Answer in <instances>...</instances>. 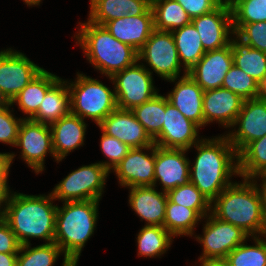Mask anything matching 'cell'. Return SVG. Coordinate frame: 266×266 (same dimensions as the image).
I'll use <instances>...</instances> for the list:
<instances>
[{
    "mask_svg": "<svg viewBox=\"0 0 266 266\" xmlns=\"http://www.w3.org/2000/svg\"><path fill=\"white\" fill-rule=\"evenodd\" d=\"M128 203L132 210L145 220V225L163 226L166 214L167 193L154 186L129 187Z\"/></svg>",
    "mask_w": 266,
    "mask_h": 266,
    "instance_id": "23",
    "label": "cell"
},
{
    "mask_svg": "<svg viewBox=\"0 0 266 266\" xmlns=\"http://www.w3.org/2000/svg\"><path fill=\"white\" fill-rule=\"evenodd\" d=\"M10 103L0 108V142L15 147L21 122L24 118L14 117Z\"/></svg>",
    "mask_w": 266,
    "mask_h": 266,
    "instance_id": "42",
    "label": "cell"
},
{
    "mask_svg": "<svg viewBox=\"0 0 266 266\" xmlns=\"http://www.w3.org/2000/svg\"><path fill=\"white\" fill-rule=\"evenodd\" d=\"M109 173L99 162L82 165L56 184L51 195L61 202L100 201Z\"/></svg>",
    "mask_w": 266,
    "mask_h": 266,
    "instance_id": "7",
    "label": "cell"
},
{
    "mask_svg": "<svg viewBox=\"0 0 266 266\" xmlns=\"http://www.w3.org/2000/svg\"><path fill=\"white\" fill-rule=\"evenodd\" d=\"M71 113L69 86L60 78L45 94L38 112L31 120L51 125Z\"/></svg>",
    "mask_w": 266,
    "mask_h": 266,
    "instance_id": "26",
    "label": "cell"
},
{
    "mask_svg": "<svg viewBox=\"0 0 266 266\" xmlns=\"http://www.w3.org/2000/svg\"><path fill=\"white\" fill-rule=\"evenodd\" d=\"M15 147L21 150L23 161L38 175L42 174L45 167L47 153L56 159L52 146V133L48 124L23 119L19 128Z\"/></svg>",
    "mask_w": 266,
    "mask_h": 266,
    "instance_id": "11",
    "label": "cell"
},
{
    "mask_svg": "<svg viewBox=\"0 0 266 266\" xmlns=\"http://www.w3.org/2000/svg\"><path fill=\"white\" fill-rule=\"evenodd\" d=\"M185 149H167L155 145L154 187L168 192L190 182V160Z\"/></svg>",
    "mask_w": 266,
    "mask_h": 266,
    "instance_id": "17",
    "label": "cell"
},
{
    "mask_svg": "<svg viewBox=\"0 0 266 266\" xmlns=\"http://www.w3.org/2000/svg\"><path fill=\"white\" fill-rule=\"evenodd\" d=\"M100 139L101 152L108 158L106 161H99L110 173L111 170L128 154L132 149L119 139L105 134L102 130Z\"/></svg>",
    "mask_w": 266,
    "mask_h": 266,
    "instance_id": "41",
    "label": "cell"
},
{
    "mask_svg": "<svg viewBox=\"0 0 266 266\" xmlns=\"http://www.w3.org/2000/svg\"><path fill=\"white\" fill-rule=\"evenodd\" d=\"M103 26L117 40L139 51L155 30L153 10L150 8L142 15L113 19Z\"/></svg>",
    "mask_w": 266,
    "mask_h": 266,
    "instance_id": "22",
    "label": "cell"
},
{
    "mask_svg": "<svg viewBox=\"0 0 266 266\" xmlns=\"http://www.w3.org/2000/svg\"><path fill=\"white\" fill-rule=\"evenodd\" d=\"M230 7L233 24L266 21V0H236Z\"/></svg>",
    "mask_w": 266,
    "mask_h": 266,
    "instance_id": "39",
    "label": "cell"
},
{
    "mask_svg": "<svg viewBox=\"0 0 266 266\" xmlns=\"http://www.w3.org/2000/svg\"><path fill=\"white\" fill-rule=\"evenodd\" d=\"M74 35L92 66L102 75L112 77L115 73L138 61V51L113 37L102 25L87 22L78 23Z\"/></svg>",
    "mask_w": 266,
    "mask_h": 266,
    "instance_id": "4",
    "label": "cell"
},
{
    "mask_svg": "<svg viewBox=\"0 0 266 266\" xmlns=\"http://www.w3.org/2000/svg\"><path fill=\"white\" fill-rule=\"evenodd\" d=\"M99 202H63L62 207L57 206L54 242L75 266L86 242L94 234Z\"/></svg>",
    "mask_w": 266,
    "mask_h": 266,
    "instance_id": "5",
    "label": "cell"
},
{
    "mask_svg": "<svg viewBox=\"0 0 266 266\" xmlns=\"http://www.w3.org/2000/svg\"><path fill=\"white\" fill-rule=\"evenodd\" d=\"M182 67L188 72L205 54L199 33L193 23L171 32Z\"/></svg>",
    "mask_w": 266,
    "mask_h": 266,
    "instance_id": "29",
    "label": "cell"
},
{
    "mask_svg": "<svg viewBox=\"0 0 266 266\" xmlns=\"http://www.w3.org/2000/svg\"><path fill=\"white\" fill-rule=\"evenodd\" d=\"M98 127L130 148H143L155 144L131 110L116 108Z\"/></svg>",
    "mask_w": 266,
    "mask_h": 266,
    "instance_id": "19",
    "label": "cell"
},
{
    "mask_svg": "<svg viewBox=\"0 0 266 266\" xmlns=\"http://www.w3.org/2000/svg\"><path fill=\"white\" fill-rule=\"evenodd\" d=\"M260 178H261V183L258 184L257 180L260 181L259 180ZM250 180L254 183L259 192L262 209L266 216V173L255 175L254 177L250 178Z\"/></svg>",
    "mask_w": 266,
    "mask_h": 266,
    "instance_id": "46",
    "label": "cell"
},
{
    "mask_svg": "<svg viewBox=\"0 0 266 266\" xmlns=\"http://www.w3.org/2000/svg\"><path fill=\"white\" fill-rule=\"evenodd\" d=\"M222 87L234 92L244 100L257 98L263 95L262 87L246 72L234 64L226 73Z\"/></svg>",
    "mask_w": 266,
    "mask_h": 266,
    "instance_id": "38",
    "label": "cell"
},
{
    "mask_svg": "<svg viewBox=\"0 0 266 266\" xmlns=\"http://www.w3.org/2000/svg\"><path fill=\"white\" fill-rule=\"evenodd\" d=\"M60 255H63L61 266H75L55 243H43L31 247V243L21 245L17 254V266H54Z\"/></svg>",
    "mask_w": 266,
    "mask_h": 266,
    "instance_id": "30",
    "label": "cell"
},
{
    "mask_svg": "<svg viewBox=\"0 0 266 266\" xmlns=\"http://www.w3.org/2000/svg\"><path fill=\"white\" fill-rule=\"evenodd\" d=\"M170 202L194 209L202 218L211 213V202L191 182L167 192Z\"/></svg>",
    "mask_w": 266,
    "mask_h": 266,
    "instance_id": "37",
    "label": "cell"
},
{
    "mask_svg": "<svg viewBox=\"0 0 266 266\" xmlns=\"http://www.w3.org/2000/svg\"><path fill=\"white\" fill-rule=\"evenodd\" d=\"M231 128L234 129L228 131L225 135L235 148L237 154L250 142L265 136L266 97L262 95L257 98L244 100L241 111Z\"/></svg>",
    "mask_w": 266,
    "mask_h": 266,
    "instance_id": "13",
    "label": "cell"
},
{
    "mask_svg": "<svg viewBox=\"0 0 266 266\" xmlns=\"http://www.w3.org/2000/svg\"><path fill=\"white\" fill-rule=\"evenodd\" d=\"M236 0H223V2H225L226 4H228L229 6H231Z\"/></svg>",
    "mask_w": 266,
    "mask_h": 266,
    "instance_id": "52",
    "label": "cell"
},
{
    "mask_svg": "<svg viewBox=\"0 0 266 266\" xmlns=\"http://www.w3.org/2000/svg\"><path fill=\"white\" fill-rule=\"evenodd\" d=\"M191 22L199 33L205 51L229 45L234 35L231 7L225 2L208 14L192 18Z\"/></svg>",
    "mask_w": 266,
    "mask_h": 266,
    "instance_id": "16",
    "label": "cell"
},
{
    "mask_svg": "<svg viewBox=\"0 0 266 266\" xmlns=\"http://www.w3.org/2000/svg\"><path fill=\"white\" fill-rule=\"evenodd\" d=\"M49 126L53 151L59 162L70 152L84 145L87 124L79 116L70 113Z\"/></svg>",
    "mask_w": 266,
    "mask_h": 266,
    "instance_id": "24",
    "label": "cell"
},
{
    "mask_svg": "<svg viewBox=\"0 0 266 266\" xmlns=\"http://www.w3.org/2000/svg\"><path fill=\"white\" fill-rule=\"evenodd\" d=\"M145 1L146 3H148L150 6H152L155 2V0H143Z\"/></svg>",
    "mask_w": 266,
    "mask_h": 266,
    "instance_id": "53",
    "label": "cell"
},
{
    "mask_svg": "<svg viewBox=\"0 0 266 266\" xmlns=\"http://www.w3.org/2000/svg\"><path fill=\"white\" fill-rule=\"evenodd\" d=\"M154 29L172 32L191 23L192 19L176 0H155L151 6Z\"/></svg>",
    "mask_w": 266,
    "mask_h": 266,
    "instance_id": "32",
    "label": "cell"
},
{
    "mask_svg": "<svg viewBox=\"0 0 266 266\" xmlns=\"http://www.w3.org/2000/svg\"><path fill=\"white\" fill-rule=\"evenodd\" d=\"M199 221H203V218L194 209L167 200L163 227L173 237H192Z\"/></svg>",
    "mask_w": 266,
    "mask_h": 266,
    "instance_id": "31",
    "label": "cell"
},
{
    "mask_svg": "<svg viewBox=\"0 0 266 266\" xmlns=\"http://www.w3.org/2000/svg\"><path fill=\"white\" fill-rule=\"evenodd\" d=\"M238 171L242 179L266 173V135L250 142L238 154Z\"/></svg>",
    "mask_w": 266,
    "mask_h": 266,
    "instance_id": "34",
    "label": "cell"
},
{
    "mask_svg": "<svg viewBox=\"0 0 266 266\" xmlns=\"http://www.w3.org/2000/svg\"><path fill=\"white\" fill-rule=\"evenodd\" d=\"M193 147L197 156L194 163L190 161V182L212 202L234 183L232 175H239L238 154L225 133L210 139L201 137Z\"/></svg>",
    "mask_w": 266,
    "mask_h": 266,
    "instance_id": "1",
    "label": "cell"
},
{
    "mask_svg": "<svg viewBox=\"0 0 266 266\" xmlns=\"http://www.w3.org/2000/svg\"><path fill=\"white\" fill-rule=\"evenodd\" d=\"M192 18L208 14L222 2L220 0H176Z\"/></svg>",
    "mask_w": 266,
    "mask_h": 266,
    "instance_id": "43",
    "label": "cell"
},
{
    "mask_svg": "<svg viewBox=\"0 0 266 266\" xmlns=\"http://www.w3.org/2000/svg\"><path fill=\"white\" fill-rule=\"evenodd\" d=\"M7 104H9V102L4 98V96L0 92V108L4 107Z\"/></svg>",
    "mask_w": 266,
    "mask_h": 266,
    "instance_id": "51",
    "label": "cell"
},
{
    "mask_svg": "<svg viewBox=\"0 0 266 266\" xmlns=\"http://www.w3.org/2000/svg\"><path fill=\"white\" fill-rule=\"evenodd\" d=\"M23 1H24V4H26L29 7L38 6L42 2V0H23Z\"/></svg>",
    "mask_w": 266,
    "mask_h": 266,
    "instance_id": "50",
    "label": "cell"
},
{
    "mask_svg": "<svg viewBox=\"0 0 266 266\" xmlns=\"http://www.w3.org/2000/svg\"><path fill=\"white\" fill-rule=\"evenodd\" d=\"M152 75L144 63L137 61L108 77L114 85L117 108L132 110L155 97L159 91Z\"/></svg>",
    "mask_w": 266,
    "mask_h": 266,
    "instance_id": "8",
    "label": "cell"
},
{
    "mask_svg": "<svg viewBox=\"0 0 266 266\" xmlns=\"http://www.w3.org/2000/svg\"><path fill=\"white\" fill-rule=\"evenodd\" d=\"M48 195L12 193L2 218L8 223L20 245L31 243L30 239L54 242L57 206Z\"/></svg>",
    "mask_w": 266,
    "mask_h": 266,
    "instance_id": "2",
    "label": "cell"
},
{
    "mask_svg": "<svg viewBox=\"0 0 266 266\" xmlns=\"http://www.w3.org/2000/svg\"><path fill=\"white\" fill-rule=\"evenodd\" d=\"M235 181L212 202L211 214L241 228L250 237L266 235V216L259 192L250 179Z\"/></svg>",
    "mask_w": 266,
    "mask_h": 266,
    "instance_id": "3",
    "label": "cell"
},
{
    "mask_svg": "<svg viewBox=\"0 0 266 266\" xmlns=\"http://www.w3.org/2000/svg\"><path fill=\"white\" fill-rule=\"evenodd\" d=\"M131 111L153 140L161 134L165 111L164 95L158 93L151 100L134 107Z\"/></svg>",
    "mask_w": 266,
    "mask_h": 266,
    "instance_id": "35",
    "label": "cell"
},
{
    "mask_svg": "<svg viewBox=\"0 0 266 266\" xmlns=\"http://www.w3.org/2000/svg\"><path fill=\"white\" fill-rule=\"evenodd\" d=\"M178 80V81H177ZM175 82V86L166 96L187 119L204 127L203 95L204 90L190 77L189 74L167 80Z\"/></svg>",
    "mask_w": 266,
    "mask_h": 266,
    "instance_id": "21",
    "label": "cell"
},
{
    "mask_svg": "<svg viewBox=\"0 0 266 266\" xmlns=\"http://www.w3.org/2000/svg\"><path fill=\"white\" fill-rule=\"evenodd\" d=\"M199 129L201 128L187 119L165 96L164 122L161 134L154 140L156 146L189 151L201 140Z\"/></svg>",
    "mask_w": 266,
    "mask_h": 266,
    "instance_id": "14",
    "label": "cell"
},
{
    "mask_svg": "<svg viewBox=\"0 0 266 266\" xmlns=\"http://www.w3.org/2000/svg\"><path fill=\"white\" fill-rule=\"evenodd\" d=\"M141 61L148 64L151 74L154 71L166 81L180 77L182 69L183 76L188 74L180 63L171 32L154 30L138 51V62Z\"/></svg>",
    "mask_w": 266,
    "mask_h": 266,
    "instance_id": "9",
    "label": "cell"
},
{
    "mask_svg": "<svg viewBox=\"0 0 266 266\" xmlns=\"http://www.w3.org/2000/svg\"><path fill=\"white\" fill-rule=\"evenodd\" d=\"M9 166L1 175H0V217H2L5 208L10 200L12 191L8 186V176L10 171Z\"/></svg>",
    "mask_w": 266,
    "mask_h": 266,
    "instance_id": "45",
    "label": "cell"
},
{
    "mask_svg": "<svg viewBox=\"0 0 266 266\" xmlns=\"http://www.w3.org/2000/svg\"><path fill=\"white\" fill-rule=\"evenodd\" d=\"M44 68L12 48L0 51V92L10 103Z\"/></svg>",
    "mask_w": 266,
    "mask_h": 266,
    "instance_id": "12",
    "label": "cell"
},
{
    "mask_svg": "<svg viewBox=\"0 0 266 266\" xmlns=\"http://www.w3.org/2000/svg\"><path fill=\"white\" fill-rule=\"evenodd\" d=\"M262 94H263V96L266 97V83H265V85L262 87Z\"/></svg>",
    "mask_w": 266,
    "mask_h": 266,
    "instance_id": "54",
    "label": "cell"
},
{
    "mask_svg": "<svg viewBox=\"0 0 266 266\" xmlns=\"http://www.w3.org/2000/svg\"><path fill=\"white\" fill-rule=\"evenodd\" d=\"M67 81L70 92L71 113L82 119L89 118L97 126L117 108L115 91L84 73Z\"/></svg>",
    "mask_w": 266,
    "mask_h": 266,
    "instance_id": "6",
    "label": "cell"
},
{
    "mask_svg": "<svg viewBox=\"0 0 266 266\" xmlns=\"http://www.w3.org/2000/svg\"><path fill=\"white\" fill-rule=\"evenodd\" d=\"M60 79L59 76L43 69L35 76L10 102L15 103L22 113L28 115L24 119H31L39 109L46 92Z\"/></svg>",
    "mask_w": 266,
    "mask_h": 266,
    "instance_id": "27",
    "label": "cell"
},
{
    "mask_svg": "<svg viewBox=\"0 0 266 266\" xmlns=\"http://www.w3.org/2000/svg\"><path fill=\"white\" fill-rule=\"evenodd\" d=\"M203 219L206 222L203 225V234L194 235L196 241L203 247L199 261L226 259L231 251L250 237L241 228L223 222L211 213Z\"/></svg>",
    "mask_w": 266,
    "mask_h": 266,
    "instance_id": "10",
    "label": "cell"
},
{
    "mask_svg": "<svg viewBox=\"0 0 266 266\" xmlns=\"http://www.w3.org/2000/svg\"><path fill=\"white\" fill-rule=\"evenodd\" d=\"M233 65L231 44L206 51L201 59L188 71L190 77L204 90L222 87L224 77Z\"/></svg>",
    "mask_w": 266,
    "mask_h": 266,
    "instance_id": "18",
    "label": "cell"
},
{
    "mask_svg": "<svg viewBox=\"0 0 266 266\" xmlns=\"http://www.w3.org/2000/svg\"><path fill=\"white\" fill-rule=\"evenodd\" d=\"M154 167L155 144L132 148L112 171L124 188L154 186Z\"/></svg>",
    "mask_w": 266,
    "mask_h": 266,
    "instance_id": "15",
    "label": "cell"
},
{
    "mask_svg": "<svg viewBox=\"0 0 266 266\" xmlns=\"http://www.w3.org/2000/svg\"><path fill=\"white\" fill-rule=\"evenodd\" d=\"M251 239L254 245H247L246 240L227 255L230 266H266V235Z\"/></svg>",
    "mask_w": 266,
    "mask_h": 266,
    "instance_id": "36",
    "label": "cell"
},
{
    "mask_svg": "<svg viewBox=\"0 0 266 266\" xmlns=\"http://www.w3.org/2000/svg\"><path fill=\"white\" fill-rule=\"evenodd\" d=\"M20 246L8 223L0 217V253L18 254Z\"/></svg>",
    "mask_w": 266,
    "mask_h": 266,
    "instance_id": "44",
    "label": "cell"
},
{
    "mask_svg": "<svg viewBox=\"0 0 266 266\" xmlns=\"http://www.w3.org/2000/svg\"><path fill=\"white\" fill-rule=\"evenodd\" d=\"M15 153H0V175L13 163Z\"/></svg>",
    "mask_w": 266,
    "mask_h": 266,
    "instance_id": "47",
    "label": "cell"
},
{
    "mask_svg": "<svg viewBox=\"0 0 266 266\" xmlns=\"http://www.w3.org/2000/svg\"><path fill=\"white\" fill-rule=\"evenodd\" d=\"M234 34L252 48L266 53V21L233 24Z\"/></svg>",
    "mask_w": 266,
    "mask_h": 266,
    "instance_id": "40",
    "label": "cell"
},
{
    "mask_svg": "<svg viewBox=\"0 0 266 266\" xmlns=\"http://www.w3.org/2000/svg\"><path fill=\"white\" fill-rule=\"evenodd\" d=\"M233 64L252 77L261 87L266 83V53L252 48L235 34L230 39Z\"/></svg>",
    "mask_w": 266,
    "mask_h": 266,
    "instance_id": "28",
    "label": "cell"
},
{
    "mask_svg": "<svg viewBox=\"0 0 266 266\" xmlns=\"http://www.w3.org/2000/svg\"><path fill=\"white\" fill-rule=\"evenodd\" d=\"M199 263L200 266H230L225 259L202 260Z\"/></svg>",
    "mask_w": 266,
    "mask_h": 266,
    "instance_id": "49",
    "label": "cell"
},
{
    "mask_svg": "<svg viewBox=\"0 0 266 266\" xmlns=\"http://www.w3.org/2000/svg\"><path fill=\"white\" fill-rule=\"evenodd\" d=\"M88 20L97 25L125 16L145 14L151 6L143 0H90Z\"/></svg>",
    "mask_w": 266,
    "mask_h": 266,
    "instance_id": "25",
    "label": "cell"
},
{
    "mask_svg": "<svg viewBox=\"0 0 266 266\" xmlns=\"http://www.w3.org/2000/svg\"><path fill=\"white\" fill-rule=\"evenodd\" d=\"M243 102L244 99L239 95L223 87L204 91V126L216 121L230 130L241 111Z\"/></svg>",
    "mask_w": 266,
    "mask_h": 266,
    "instance_id": "20",
    "label": "cell"
},
{
    "mask_svg": "<svg viewBox=\"0 0 266 266\" xmlns=\"http://www.w3.org/2000/svg\"><path fill=\"white\" fill-rule=\"evenodd\" d=\"M0 266H17V254L0 253Z\"/></svg>",
    "mask_w": 266,
    "mask_h": 266,
    "instance_id": "48",
    "label": "cell"
},
{
    "mask_svg": "<svg viewBox=\"0 0 266 266\" xmlns=\"http://www.w3.org/2000/svg\"><path fill=\"white\" fill-rule=\"evenodd\" d=\"M138 257H160L171 247L174 237L163 226L144 225L137 234Z\"/></svg>",
    "mask_w": 266,
    "mask_h": 266,
    "instance_id": "33",
    "label": "cell"
}]
</instances>
